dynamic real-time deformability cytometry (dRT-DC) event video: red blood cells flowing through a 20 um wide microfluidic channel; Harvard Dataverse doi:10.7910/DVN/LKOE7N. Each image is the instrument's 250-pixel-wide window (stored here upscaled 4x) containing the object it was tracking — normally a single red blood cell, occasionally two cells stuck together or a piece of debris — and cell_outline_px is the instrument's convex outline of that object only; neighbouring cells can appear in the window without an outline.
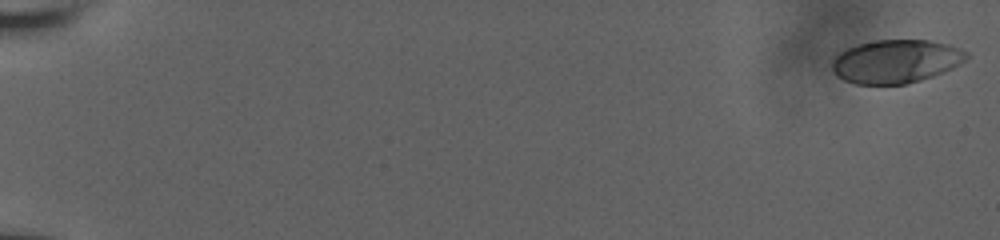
{"species": "human", "species_latin": "Homo sapiens", "temperature_condition": "room temperature", "stored_images_in_passage": 58, "camera_frame_rate_fps": 3000, "um_per_image_px": 0.085, "donor": {"sex": "male"}, "frame": {"image": 1, "passage_image": 1, "time_ms": 0.0, "image_size_px": [1000, 240], "cell_outline_px": [[968, 56], [964, 60], [952, 68], [932, 76], [920, 80], [904, 84], [856, 84], [844, 80], [836, 76], [832, 68], [832, 60], [840, 52], [856, 44], [876, 40], [928, 40], [948, 44], [960, 48], [968, 52]], "centroid_in_image_um": [76.13, 5.21], "position_along_channel_um": 8.9, "area_um2": 33.87}}
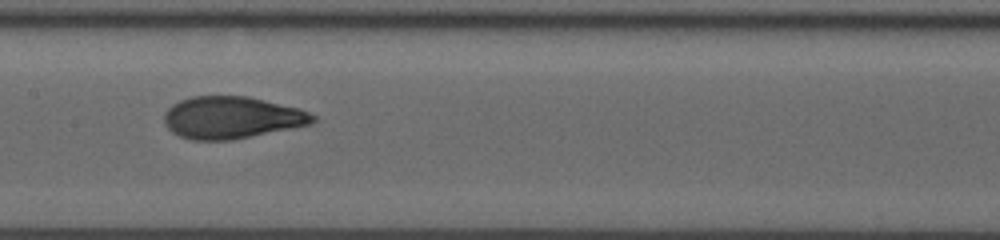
{"frame": {"image": 2, "passage_image": 32, "time_ms": 10.333, "image_size_px": [1000, 240], "cell_outline_px": [[316, 120], [312, 124], [232, 140], [192, 140], [180, 136], [172, 132], [164, 124], [164, 112], [172, 104], [180, 100], [192, 96], [248, 96], [300, 108], [316, 116]], "centroid_in_image_um": [19.69, 9.99], "position_along_channel_um": 187.7, "area_um2": 36.65}}
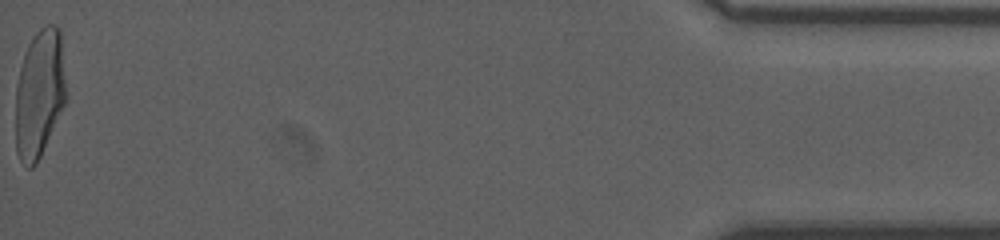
{"frame": {"image": 3, "passage_image": 58, "time_ms": 19.0, "image_size_px": [1000, 240], "cell_outline_px": [[68, 92], [64, 104], [40, 156], [36, 164], [32, 168], [28, 168], [20, 160], [16, 152], [16, 84], [20, 68], [28, 44], [36, 32], [44, 24], [56, 24], [60, 28]], "centroid_in_image_um": [3.37, 7.9], "position_along_channel_um": 431.8, "area_um2": 38.09}, "authors_computed_cell_mechanics": {"area_um2": 36.0383, "velocity_mm_per_s": 3.8228, "shape_relaxation_time_tau1_ms": 4.5499, "shape_relaxation_time_tau2_ms": 0.7897, "deformation_change_tau1": 0.2058, "deformation_change_tau2": 0.0671}}